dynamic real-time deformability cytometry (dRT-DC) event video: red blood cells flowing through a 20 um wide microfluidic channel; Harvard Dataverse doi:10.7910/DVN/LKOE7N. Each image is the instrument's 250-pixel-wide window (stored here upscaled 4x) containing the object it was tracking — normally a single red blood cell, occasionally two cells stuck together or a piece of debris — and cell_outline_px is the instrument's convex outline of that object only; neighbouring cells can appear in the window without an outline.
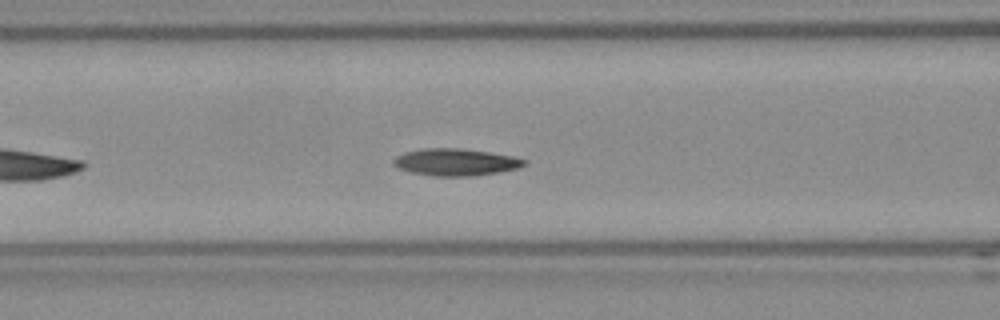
{"species": "Egyptian fruit bat (a non-hibernating species)", "species_latin": "Rousettus aegyptiacus", "temperature_condition": "room temperature", "stored_images_in_passage": 33, "camera_frame_rate_fps": 3000, "um_per_image_px": 0.085, "frame": {"image": 1, "passage_image": 10, "time_ms": 3.0, "image_size_px": [1000, 320], "cell_outline_px": [[528, 164], [520, 168], [472, 176], [436, 176], [412, 172], [400, 168], [392, 164], [392, 160], [396, 156], [404, 152], [420, 148], [460, 148], [488, 152], [512, 156], [528, 160]], "centroid_in_image_um": [38.74, 13.77], "position_along_channel_um": 127.9, "area_um2": 20.63}, "authors_computed_cell_mechanics": {"area_um2": 20.23, "velocity_mm_per_s": 3.7208, "shape_relaxation_time_tau1_ms": 3.8608, "shape_relaxation_time_tau2_ms": null, "deformation_change_tau1": 0.1179, "deformation_change_tau2": null}}